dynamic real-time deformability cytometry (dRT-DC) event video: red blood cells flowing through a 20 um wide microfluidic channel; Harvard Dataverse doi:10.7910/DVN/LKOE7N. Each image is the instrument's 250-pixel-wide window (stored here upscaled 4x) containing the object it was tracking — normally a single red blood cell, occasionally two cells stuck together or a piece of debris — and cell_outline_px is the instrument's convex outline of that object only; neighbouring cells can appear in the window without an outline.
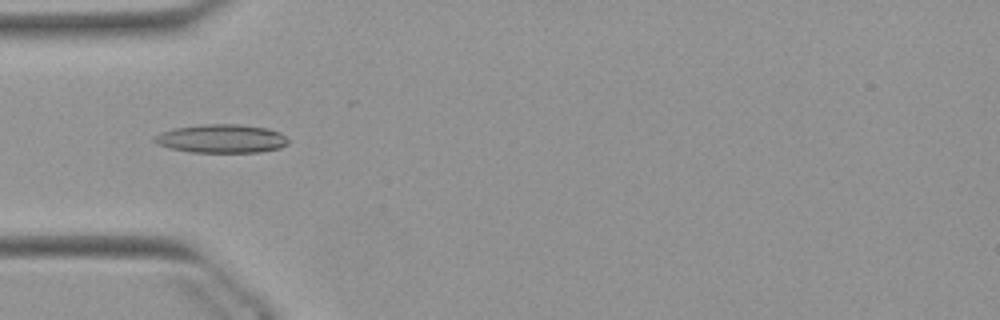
{"species": "Egyptian fruit bat (a non-hibernating species)", "species_latin": "Rousettus aegyptiacus", "temperature_condition": "warm", "stored_images_in_passage": 52, "camera_frame_rate_fps": 3000, "um_per_image_px": 0.085, "animal": {"sex": "female"}, "frame": {"image": 1, "passage_image": 16, "time_ms": 5.0, "image_size_px": [1000, 320], "cell_outline_px": [[288, 144], [280, 148], [260, 152], [188, 152], [168, 148], [156, 144], [152, 140], [152, 136], [160, 132], [172, 128], [204, 124], [240, 124], [268, 128], [280, 132], [288, 140]], "centroid_in_image_um": [18.77, 11.78], "position_along_channel_um": 66.2, "area_um2": 22.6}}
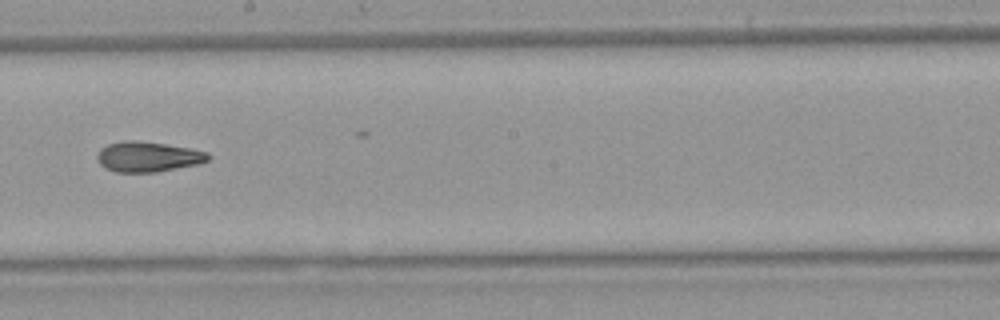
{"frame": {"image": 2, "passage_image": 29, "time_ms": 9.333, "image_size_px": [1000, 320], "cell_outline_px": [[212, 156], [208, 160], [200, 164], [156, 172], [116, 172], [104, 168], [96, 160], [96, 156], [100, 148], [108, 144], [124, 140], [136, 140], [192, 148], [208, 152]], "centroid_in_image_um": [12.58, 13.32], "position_along_channel_um": 235.6, "area_um2": 19.83}}
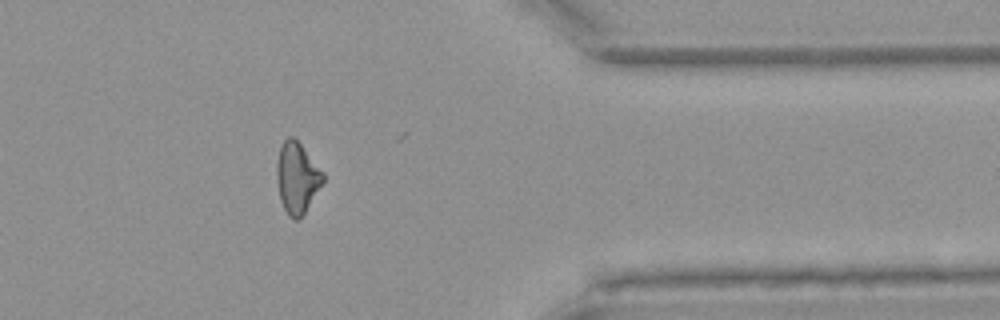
{"frame": {"image": 3, "passage_image": 42, "time_ms": 13.667, "image_size_px": [1000, 320], "cell_outline_px": [[324, 180], [300, 220], [292, 220], [288, 216], [280, 200], [276, 180], [276, 164], [280, 144], [288, 136], [292, 136], [300, 144], [324, 172]], "centroid_in_image_um": [25.22, 15.12], "position_along_channel_um": 386.2, "area_um2": 19.25}, "authors_computed_cell_mechanics": {"area_um2": 19.8832, "velocity_mm_per_s": 3.9136, "shape_relaxation_time_tau1_ms": 11.0476, "shape_relaxation_time_tau2_ms": 3.4553, "deformation_change_tau1": 0.2454, "deformation_change_tau2": 0.1191}}